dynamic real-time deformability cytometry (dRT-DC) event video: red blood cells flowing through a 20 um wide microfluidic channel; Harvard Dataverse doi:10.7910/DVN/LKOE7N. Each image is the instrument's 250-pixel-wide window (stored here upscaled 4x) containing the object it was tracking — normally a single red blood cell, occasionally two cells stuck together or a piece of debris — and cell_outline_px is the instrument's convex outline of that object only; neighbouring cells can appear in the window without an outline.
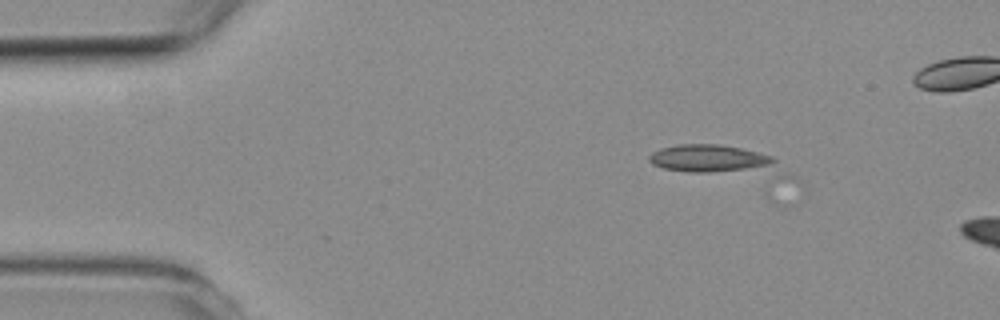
{"species": "common noctule bat (a hibernating species)", "species_latin": "Nyctalus noctula", "temperature_condition": "room temperature", "stored_images_in_passage": 3, "camera_frame_rate_fps": 3000, "um_per_image_px": 0.085, "animal": {"sex": "female", "body_mass_g": 19.3, "forearm_length_mm": 54.1}, "frame": {"image": 1, "passage_image": 2, "time_ms": 1.0, "image_size_px": [1000, 320], "cell_outline_px": [[800, 180], [776, 180], [688, 172], [664, 168], [652, 164], [648, 160], [648, 156], [652, 152], [660, 148], [680, 144], [720, 144], [740, 148], [772, 156], [796, 176]], "centroid_in_image_um": [61.23, 13.73], "position_along_channel_um": 23.8, "area_um2": 25.66}}